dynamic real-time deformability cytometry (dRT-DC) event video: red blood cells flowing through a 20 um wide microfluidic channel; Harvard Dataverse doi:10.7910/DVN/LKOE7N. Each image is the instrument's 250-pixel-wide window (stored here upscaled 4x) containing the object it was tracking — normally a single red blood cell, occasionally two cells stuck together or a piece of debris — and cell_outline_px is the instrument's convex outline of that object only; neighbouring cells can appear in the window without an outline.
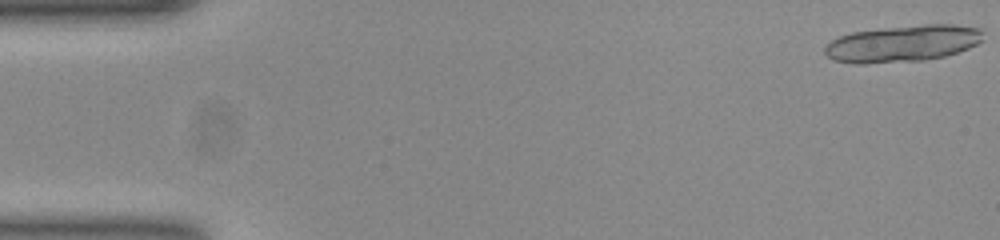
{"species": "common noctule bat (a hibernating species)", "species_latin": "Nyctalus noctula", "temperature_condition": "room temperature", "stored_images_in_passage": 18, "camera_frame_rate_fps": 3000, "um_per_image_px": 0.085, "animal": {"sex": "female", "body_mass_g": 23.0, "forearm_length_mm": 53.4}, "frame": {"image": 1, "passage_image": 1, "time_ms": 0.0, "image_size_px": [1000, 240], "cell_outline_px": [[984, 40], [968, 48], [944, 56], [924, 60], [864, 64], [852, 64], [832, 60], [824, 52], [824, 48], [832, 40], [840, 36], [852, 32], [884, 28], [924, 24], [956, 24], [980, 28]], "centroid_in_image_um": [76.72, 3.7], "position_along_channel_um": 8.3, "area_um2": 33.93}}